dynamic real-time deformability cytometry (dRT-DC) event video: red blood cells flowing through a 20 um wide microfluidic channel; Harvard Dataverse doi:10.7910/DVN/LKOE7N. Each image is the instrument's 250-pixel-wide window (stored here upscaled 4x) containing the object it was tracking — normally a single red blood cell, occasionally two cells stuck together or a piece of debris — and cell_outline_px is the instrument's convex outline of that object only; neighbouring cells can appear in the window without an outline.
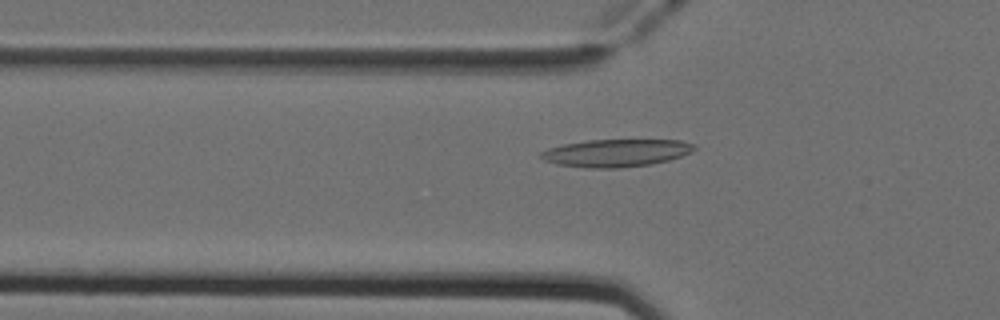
{"species": "Egyptian fruit bat (a non-hibernating species)", "species_latin": "Rousettus aegyptiacus", "temperature_condition": "cold", "stored_images_in_passage": 38, "camera_frame_rate_fps": 3000, "um_per_image_px": 0.085, "animal": {"sex": "female"}, "frame": {"image": 1, "passage_image": 4, "time_ms": 1.0, "image_size_px": [1000, 320], "cell_outline_px": [[696, 148], [692, 152], [668, 160], [648, 164], [620, 168], [584, 168], [556, 164], [544, 160], [540, 156], [540, 152], [548, 148], [564, 144], [588, 140], [680, 140], [696, 144]], "centroid_in_image_um": [52.36, 13.0], "position_along_channel_um": 73.4, "area_um2": 24.62}}
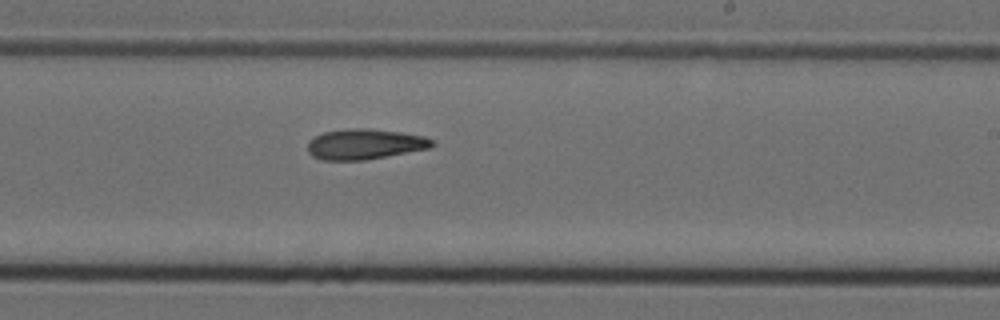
{"frame": {"image": 2, "passage_image": 18, "time_ms": 5.667, "image_size_px": [1000, 320], "cell_outline_px": [[436, 144], [432, 148], [364, 160], [320, 160], [312, 156], [308, 152], [308, 140], [324, 132], [352, 128], [364, 128], [400, 132], [424, 136], [432, 140]], "centroid_in_image_um": [31.01, 12.26], "position_along_channel_um": 258.0, "area_um2": 22.08}}
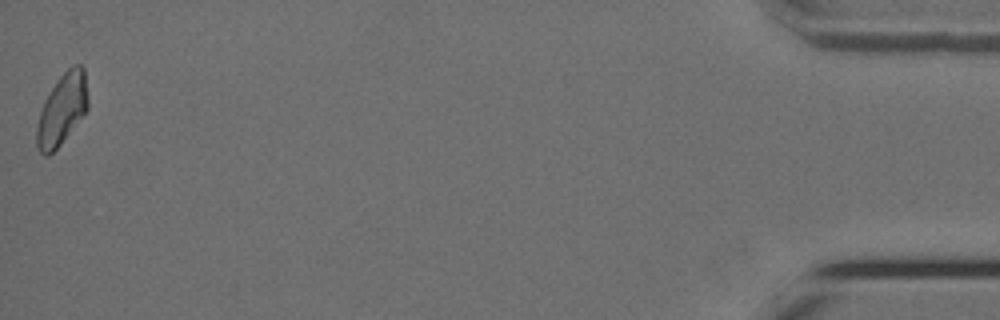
{"frame": {"image": 3, "passage_image": 38, "time_ms": 12.333, "image_size_px": [1000, 320], "cell_outline_px": [[88, 108], [60, 144], [48, 156], [44, 156], [40, 152], [36, 144], [36, 128], [40, 112], [44, 100], [60, 76], [72, 64], [80, 64], [84, 68], [88, 100]], "centroid_in_image_um": [5.26, 9.28], "position_along_channel_um": 429.9, "area_um2": 20.92}, "authors_computed_cell_mechanics": {"area_um2": 21.2993, "velocity_mm_per_s": 3.9419, "shape_relaxation_time_tau1_ms": null, "shape_relaxation_time_tau2_ms": 3.9776, "deformation_change_tau1": null, "deformation_change_tau2": 0.1311}}